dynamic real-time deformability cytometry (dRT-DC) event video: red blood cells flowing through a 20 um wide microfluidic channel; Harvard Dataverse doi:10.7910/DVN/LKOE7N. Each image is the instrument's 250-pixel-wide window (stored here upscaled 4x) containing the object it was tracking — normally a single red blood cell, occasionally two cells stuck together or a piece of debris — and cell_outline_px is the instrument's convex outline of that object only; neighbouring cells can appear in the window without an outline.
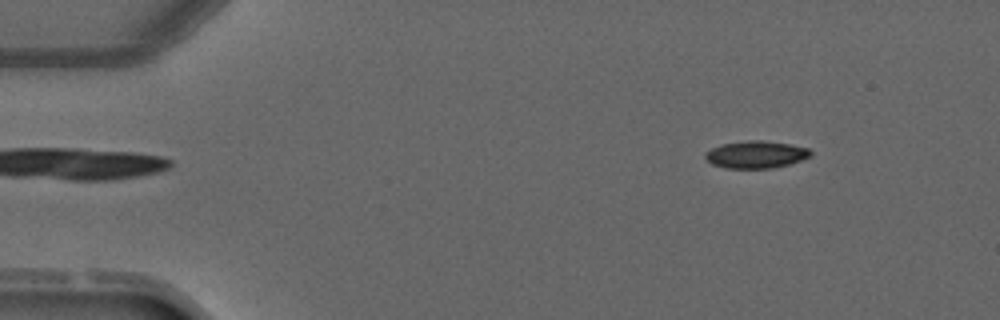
{"species": "common noctule bat (a hibernating species)", "species_latin": "Nyctalus noctula", "temperature_condition": "warm", "stored_images_in_passage": 3, "camera_frame_rate_fps": 3000, "um_per_image_px": 0.085, "animal": {"sex": "male", "forearm_length_mm": 52.5}, "frame": {"image": 1, "passage_image": 1, "time_ms": 0.0, "image_size_px": [1000, 320], "cell_outline_px": [[812, 156], [788, 164], [772, 168], [724, 168], [712, 164], [704, 156], [704, 152], [720, 144], [748, 140], [764, 140], [792, 144], [808, 148], [812, 152]], "centroid_in_image_um": [64.25, 13.12], "position_along_channel_um": 20.7, "area_um2": 16.88}}
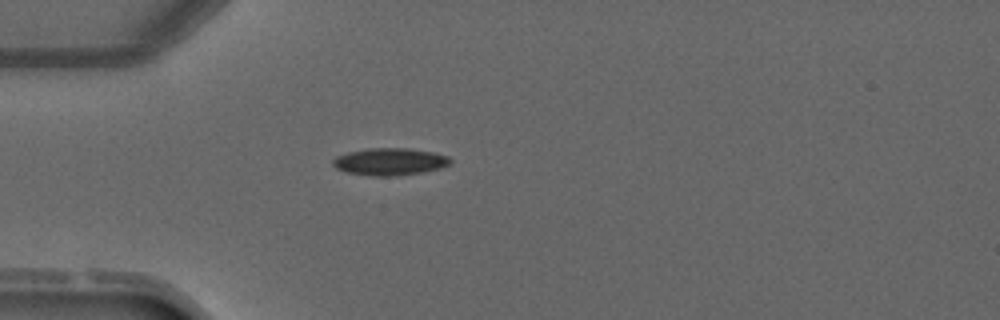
{"frame": {"image": 2, "passage_image": 3, "time_ms": 2.333, "image_size_px": [1000, 320], "cell_outline_px": [[452, 164], [440, 168], [424, 172], [396, 176], [372, 176], [344, 172], [336, 168], [332, 164], [332, 160], [336, 156], [348, 152], [372, 148], [404, 148], [432, 152], [448, 156], [452, 160]], "centroid_in_image_um": [33.13, 13.75], "position_along_channel_um": 51.9, "area_um2": 18.73}}